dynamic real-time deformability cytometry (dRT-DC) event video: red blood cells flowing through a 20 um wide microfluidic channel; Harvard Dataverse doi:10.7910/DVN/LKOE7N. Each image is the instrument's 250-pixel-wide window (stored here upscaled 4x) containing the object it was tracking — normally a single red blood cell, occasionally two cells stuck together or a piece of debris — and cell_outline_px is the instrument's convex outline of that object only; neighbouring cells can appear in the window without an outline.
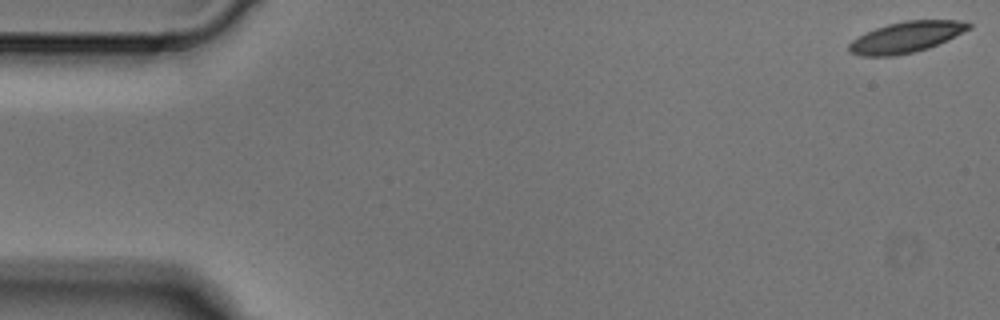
{"species": "Egyptian fruit bat (a non-hibernating species)", "species_latin": "Rousettus aegyptiacus", "temperature_condition": "cold", "stored_images_in_passage": 4, "camera_frame_rate_fps": 3000, "um_per_image_px": 0.085, "animal": {"sex": "male"}, "frame": {"image": 1, "passage_image": 1, "time_ms": 0.0, "image_size_px": [1000, 320], "cell_outline_px": [[972, 28], [928, 48], [912, 52], [892, 56], [860, 56], [848, 52], [848, 44], [852, 40], [876, 28], [888, 24], [904, 20], [956, 20], [972, 24]], "centroid_in_image_um": [77.0, 3.16], "position_along_channel_um": 8.0, "area_um2": 21.33}}